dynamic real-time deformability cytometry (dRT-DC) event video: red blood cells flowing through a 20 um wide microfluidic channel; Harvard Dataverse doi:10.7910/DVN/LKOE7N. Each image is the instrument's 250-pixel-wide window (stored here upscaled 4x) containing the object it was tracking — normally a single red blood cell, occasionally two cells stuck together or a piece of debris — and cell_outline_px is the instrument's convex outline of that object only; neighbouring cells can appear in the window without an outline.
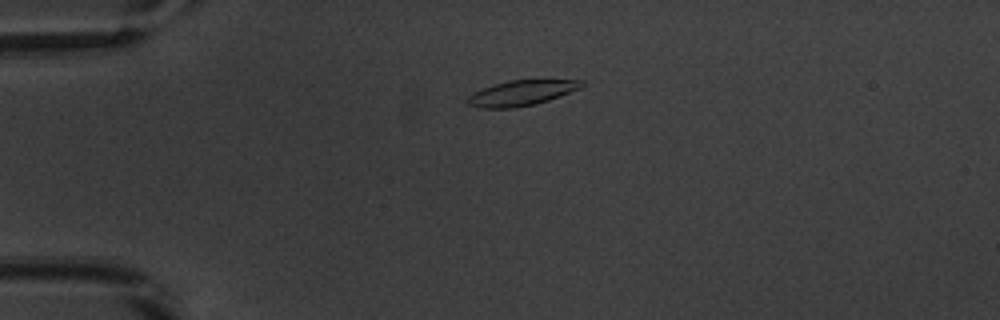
{"species": "common noctule bat (a hibernating species)", "species_latin": "Nyctalus noctula", "temperature_condition": "warm", "stored_images_in_passage": 41, "camera_frame_rate_fps": 3000, "um_per_image_px": 0.085, "animal": {"sex": "male", "body_mass_g": 20.1, "forearm_length_mm": 53.5}, "frame": {"image": 1, "passage_image": 1, "time_ms": 0.0, "image_size_px": [1000, 320], "cell_outline_px": [[588, 84], [580, 88], [560, 96], [536, 104], [512, 108], [480, 108], [468, 104], [464, 100], [468, 96], [492, 84], [508, 80], [584, 80]], "centroid_in_image_um": [44.34, 7.9], "position_along_channel_um": 40.7, "area_um2": 16.88}}
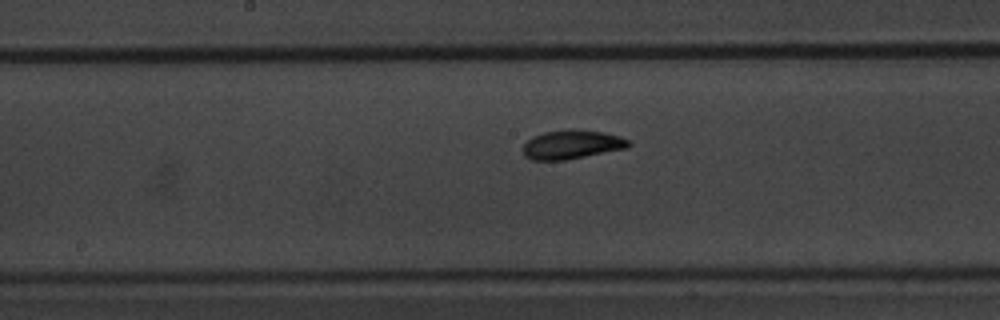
{"frame": {"image": 2, "passage_image": 16, "time_ms": 5.0, "image_size_px": [1000, 320], "cell_outline_px": [[632, 144], [628, 148], [564, 160], [532, 160], [524, 156], [524, 144], [532, 136], [544, 132], [568, 128], [572, 128], [604, 132], [620, 136], [628, 140]], "centroid_in_image_um": [48.62, 12.27], "position_along_channel_um": 199.6, "area_um2": 17.98}}
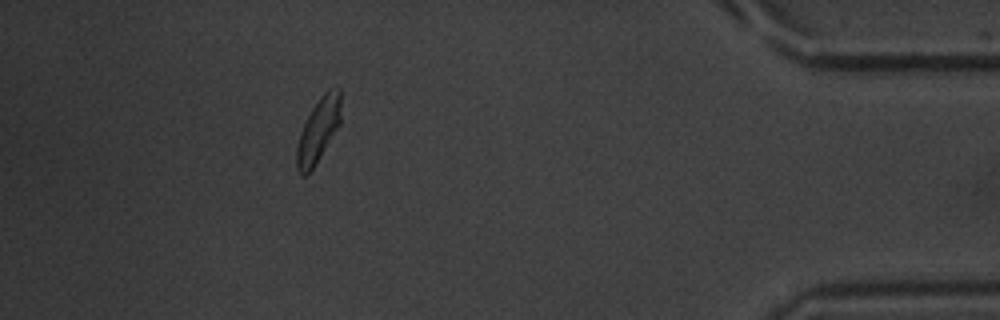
{"frame": {"image": 3, "passage_image": 36, "time_ms": 11.667, "image_size_px": [1000, 320], "cell_outline_px": [[340, 124], [316, 164], [304, 176], [300, 176], [296, 168], [296, 148], [300, 132], [312, 108], [320, 96], [328, 88], [336, 84], [340, 88]], "centroid_in_image_um": [27.06, 11.04], "position_along_channel_um": 408.1, "area_um2": 16.65}, "authors_computed_cell_mechanics": {"area_um2": 17.051, "velocity_mm_per_s": 3.8391, "shape_relaxation_time_tau1_ms": 2.5814, "shape_relaxation_time_tau2_ms": 3.1542, "deformation_change_tau1": 0.1275, "deformation_change_tau2": 0.0678}}